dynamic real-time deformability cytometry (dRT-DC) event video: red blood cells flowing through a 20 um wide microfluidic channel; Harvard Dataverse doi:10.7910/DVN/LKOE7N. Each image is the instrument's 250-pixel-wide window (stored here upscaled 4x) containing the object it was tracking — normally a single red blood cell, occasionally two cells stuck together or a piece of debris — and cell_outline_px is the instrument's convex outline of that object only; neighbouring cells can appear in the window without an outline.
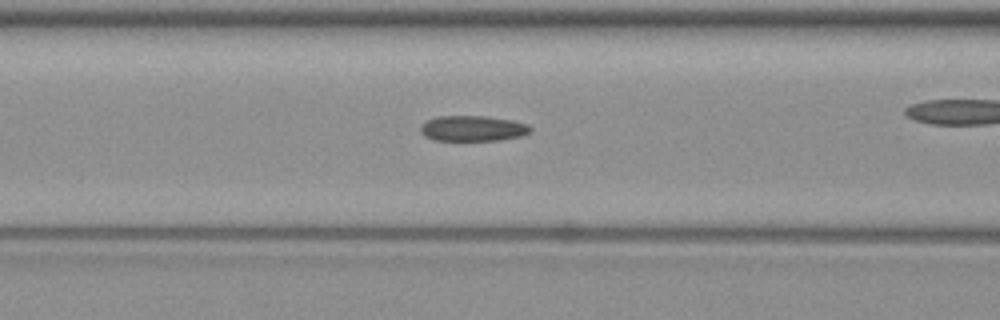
{"species": "common noctule bat (a hibernating species)", "species_latin": "Nyctalus noctula", "temperature_condition": "warm", "stored_images_in_passage": 32, "camera_frame_rate_fps": 3000, "um_per_image_px": 0.085, "animal": {"sex": "female", "body_mass_g": 19.3, "forearm_length_mm": 54.1}, "frame": {"image": 1, "passage_image": 9, "time_ms": 2.667, "image_size_px": [1000, 320], "cell_outline_px": [[532, 128], [528, 132], [520, 136], [500, 140], [432, 140], [424, 136], [420, 132], [420, 128], [428, 120], [436, 116], [484, 116], [512, 120], [528, 124]], "centroid_in_image_um": [40.17, 10.91], "position_along_channel_um": 126.4, "area_um2": 16.24}, "authors_computed_cell_mechanics": {"area_um2": 16.3574, "velocity_mm_per_s": 3.8262, "shape_relaxation_time_tau1_ms": null, "shape_relaxation_time_tau2_ms": 3.7882, "deformation_change_tau1": null, "deformation_change_tau2": 0.1265}}